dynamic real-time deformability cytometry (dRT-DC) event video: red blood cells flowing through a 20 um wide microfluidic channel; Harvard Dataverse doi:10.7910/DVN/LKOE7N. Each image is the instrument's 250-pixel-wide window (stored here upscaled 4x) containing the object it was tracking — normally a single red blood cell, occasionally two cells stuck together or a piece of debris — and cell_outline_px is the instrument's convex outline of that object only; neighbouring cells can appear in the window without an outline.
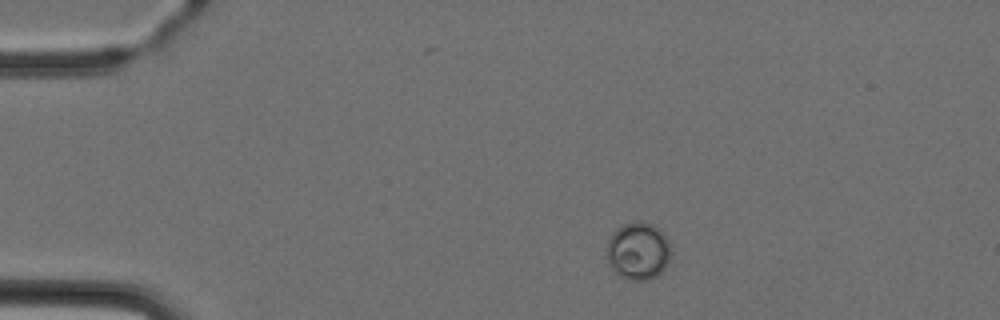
{"species": "Egyptian fruit bat (a non-hibernating species)", "species_latin": "Rousettus aegyptiacus", "temperature_condition": "cold", "stored_images_in_passage": 5, "camera_frame_rate_fps": 3000, "um_per_image_px": 0.085, "animal": {"sex": "female"}, "frame": {"image": 1, "passage_image": 5, "time_ms": 6.0, "image_size_px": [1000, 320], "cell_outline_px": [[668, 264], [656, 276], [648, 280], [628, 280], [620, 276], [608, 264], [608, 240], [612, 232], [620, 224], [632, 220], [636, 220], [652, 224], [668, 240]], "centroid_in_image_um": [54.19, 21.32], "position_along_channel_um": 30.8, "area_um2": 21.33}}